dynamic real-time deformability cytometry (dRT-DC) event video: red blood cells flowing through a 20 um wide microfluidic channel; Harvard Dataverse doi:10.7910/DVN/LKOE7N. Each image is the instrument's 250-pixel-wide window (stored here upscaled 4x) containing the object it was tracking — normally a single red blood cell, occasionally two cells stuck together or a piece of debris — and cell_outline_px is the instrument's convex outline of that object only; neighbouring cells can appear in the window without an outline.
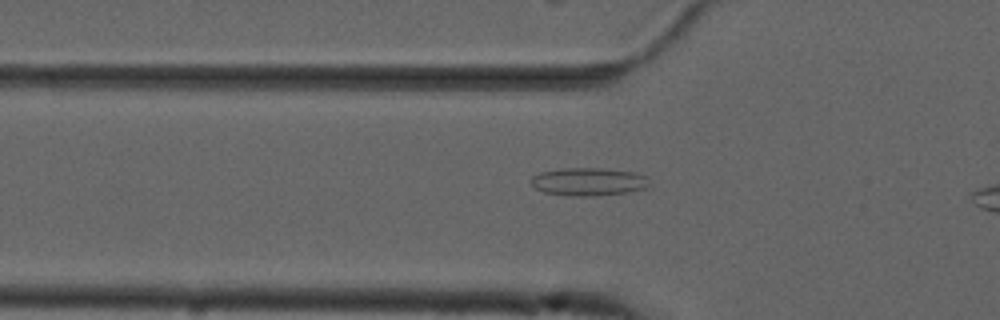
{"species": "common noctule bat (a hibernating species)", "species_latin": "Nyctalus noctula", "temperature_condition": "cold", "stored_images_in_passage": 46, "camera_frame_rate_fps": 3000, "um_per_image_px": 0.085, "animal": {"sex": "male", "forearm_length_mm": 52.5}, "frame": {"image": 1, "passage_image": 19, "time_ms": 6.0, "image_size_px": [1000, 320], "cell_outline_px": [[648, 188], [628, 192], [592, 196], [572, 196], [544, 192], [536, 188], [528, 180], [532, 176], [540, 172], [560, 168], [600, 168], [632, 172], [644, 176], [648, 184]], "centroid_in_image_um": [49.96, 15.44], "position_along_channel_um": 75.8, "area_um2": 19.19}}
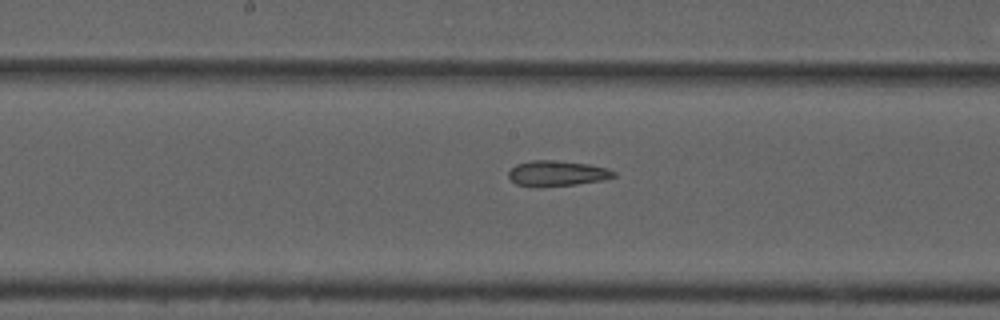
{"frame": {"image": 2, "passage_image": 29, "time_ms": 9.333, "image_size_px": [1000, 320], "cell_outline_px": [[616, 176], [604, 180], [576, 184], [536, 188], [532, 188], [516, 184], [508, 176], [508, 172], [516, 164], [532, 160], [552, 160], [588, 164], [608, 168], [616, 172]], "centroid_in_image_um": [47.33, 14.75], "position_along_channel_um": 200.9, "area_um2": 15.84}}
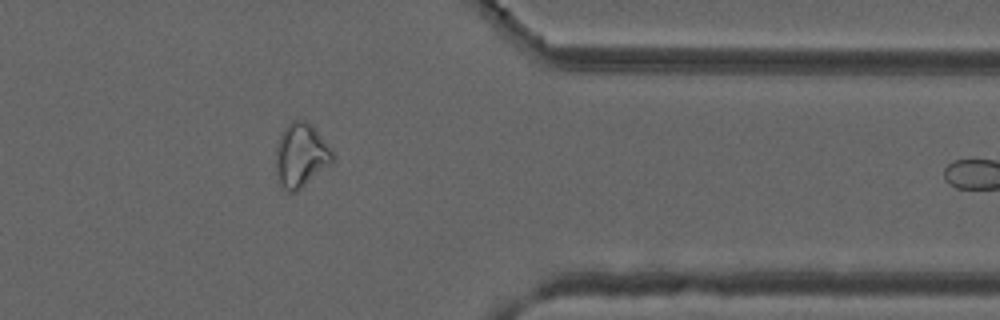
{"frame": {"image": 3, "passage_image": 45, "time_ms": 14.667, "image_size_px": [1000, 320], "cell_outline_px": [[332, 164], [296, 192], [288, 192], [276, 180], [276, 144], [284, 128], [292, 120], [308, 120], [312, 124], [332, 148]], "centroid_in_image_um": [25.58, 13.19], "position_along_channel_um": 385.8, "area_um2": 21.44}}